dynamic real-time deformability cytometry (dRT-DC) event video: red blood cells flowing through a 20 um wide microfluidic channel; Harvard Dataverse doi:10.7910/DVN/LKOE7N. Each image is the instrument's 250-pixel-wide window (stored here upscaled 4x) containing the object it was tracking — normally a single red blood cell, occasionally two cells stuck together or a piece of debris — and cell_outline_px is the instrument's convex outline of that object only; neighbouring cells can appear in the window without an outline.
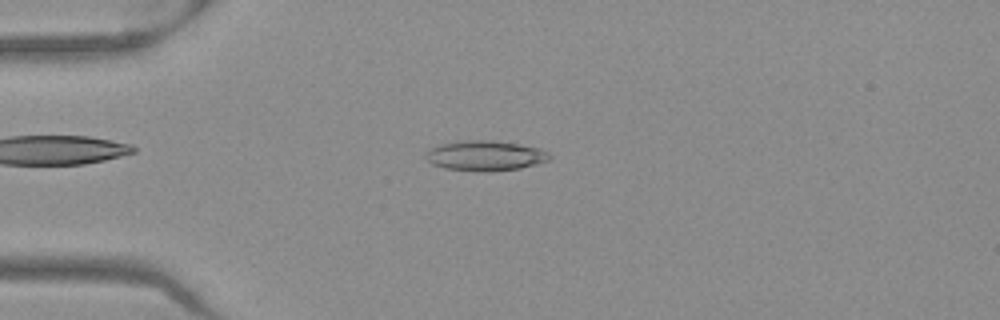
{"species": "Egyptian fruit bat (a non-hibernating species)", "species_latin": "Rousettus aegyptiacus", "temperature_condition": "warm", "stored_images_in_passage": 30, "camera_frame_rate_fps": 3000, "um_per_image_px": 0.085, "frame": {"image": 1, "passage_image": 14, "time_ms": 4.333, "image_size_px": [1000, 320], "cell_outline_px": [[552, 156], [548, 160], [536, 164], [520, 168], [488, 172], [480, 172], [444, 168], [432, 164], [424, 156], [424, 152], [440, 144], [468, 140], [484, 140], [516, 144], [540, 148], [548, 152]], "centroid_in_image_um": [41.22, 13.25], "position_along_channel_um": 43.8, "area_um2": 21.62}}
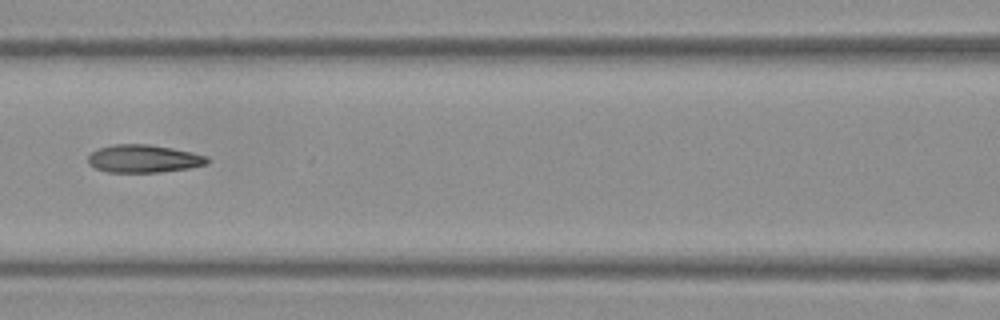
{"frame": {"image": 2, "passage_image": 24, "time_ms": 7.667, "image_size_px": [1000, 320], "cell_outline_px": [[208, 164], [188, 168], [160, 172], [108, 172], [96, 168], [88, 164], [88, 156], [92, 152], [100, 148], [112, 144], [152, 144], [172, 148], [208, 156]], "centroid_in_image_um": [12.21, 13.48], "position_along_channel_um": 154.4, "area_um2": 19.31}}
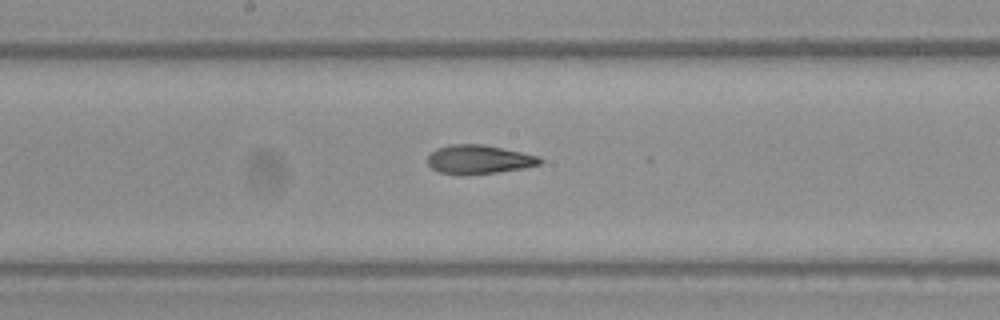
{"frame": {"image": 3, "passage_image": 28, "time_ms": 9.0, "image_size_px": [1000, 320], "cell_outline_px": [[544, 160], [540, 164], [524, 168], [496, 172], [464, 176], [456, 176], [440, 172], [432, 168], [428, 164], [428, 156], [436, 148], [448, 144], [484, 144], [540, 156]], "centroid_in_image_um": [40.69, 13.56], "position_along_channel_um": 207.5, "area_um2": 19.25}}